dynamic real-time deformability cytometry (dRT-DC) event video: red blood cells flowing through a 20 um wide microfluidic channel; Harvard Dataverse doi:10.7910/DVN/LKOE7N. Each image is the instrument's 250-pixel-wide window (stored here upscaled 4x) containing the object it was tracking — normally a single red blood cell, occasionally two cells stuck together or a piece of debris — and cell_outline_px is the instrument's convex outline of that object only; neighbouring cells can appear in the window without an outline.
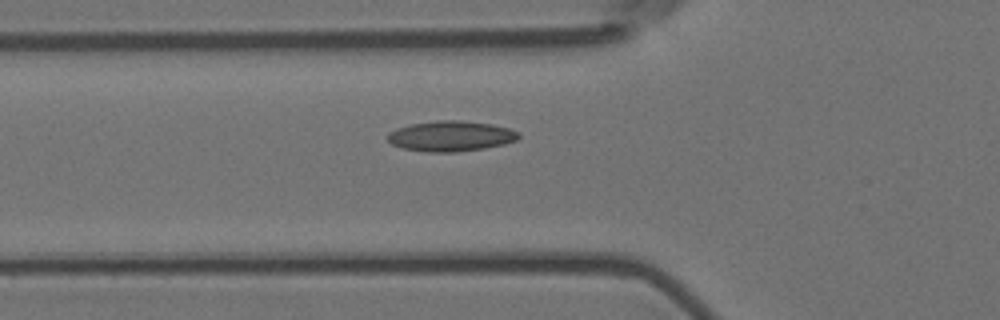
{"species": "Egyptian fruit bat (a non-hibernating species)", "species_latin": "Rousettus aegyptiacus", "temperature_condition": "room temperature", "stored_images_in_passage": 6, "camera_frame_rate_fps": 3000, "um_per_image_px": 0.085, "animal": {"sex": "female"}, "frame": {"image": 1, "passage_image": 6, "time_ms": 1.667, "image_size_px": [1000, 320], "cell_outline_px": [[520, 136], [516, 140], [504, 144], [484, 148], [456, 152], [428, 152], [400, 148], [392, 144], [388, 140], [388, 132], [396, 128], [412, 124], [436, 120], [460, 120], [492, 124], [508, 128], [520, 132]], "centroid_in_image_um": [38.31, 11.57], "position_along_channel_um": 87.5, "area_um2": 23.29}}